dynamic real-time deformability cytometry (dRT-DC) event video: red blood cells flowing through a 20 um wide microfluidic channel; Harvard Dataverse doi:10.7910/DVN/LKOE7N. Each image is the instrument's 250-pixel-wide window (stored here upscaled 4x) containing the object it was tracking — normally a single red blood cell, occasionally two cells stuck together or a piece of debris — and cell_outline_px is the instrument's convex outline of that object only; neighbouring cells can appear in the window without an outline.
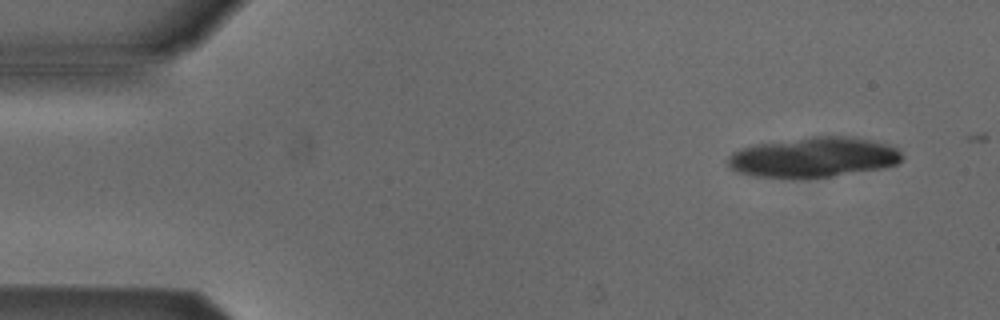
{"species": "Egyptian fruit bat (a non-hibernating species)", "species_latin": "Rousettus aegyptiacus", "temperature_condition": "cold", "stored_images_in_passage": 3, "camera_frame_rate_fps": 3000, "um_per_image_px": 0.085, "animal": {"sex": "male"}, "frame": {"image": 1, "passage_image": 1, "time_ms": 0.0, "image_size_px": [1000, 320], "cell_outline_px": [[900, 160], [896, 164], [884, 168], [832, 176], [796, 180], [784, 180], [748, 176], [736, 172], [728, 168], [728, 156], [732, 152], [740, 148], [756, 144], [812, 136], [844, 136], [872, 140], [896, 148], [900, 152]], "centroid_in_image_um": [69.03, 13.41], "position_along_channel_um": 16.0, "area_um2": 41.5}}